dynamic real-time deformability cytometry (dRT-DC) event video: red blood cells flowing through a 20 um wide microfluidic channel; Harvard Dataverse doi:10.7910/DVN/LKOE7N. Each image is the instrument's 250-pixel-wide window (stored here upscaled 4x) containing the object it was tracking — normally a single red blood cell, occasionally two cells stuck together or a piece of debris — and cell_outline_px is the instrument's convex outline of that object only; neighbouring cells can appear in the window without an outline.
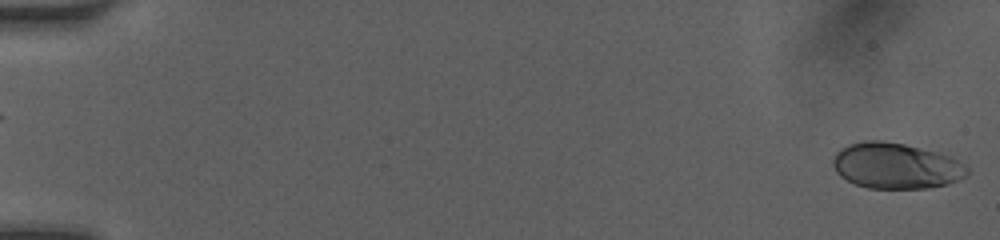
{"species": "human", "species_latin": "Homo sapiens", "temperature_condition": "room temperature", "stored_images_in_passage": 50, "camera_frame_rate_fps": 3000, "um_per_image_px": 0.085, "donor": {"sex": "female"}, "frame": {"image": 1, "passage_image": 1, "time_ms": 0.0, "image_size_px": [1000, 240], "cell_outline_px": [[968, 172], [964, 176], [948, 184], [928, 188], [868, 188], [856, 184], [840, 176], [836, 172], [832, 164], [832, 160], [836, 152], [840, 148], [848, 144], [864, 140], [884, 140], [904, 144], [940, 152], [968, 164]], "centroid_in_image_um": [76.15, 14.08], "position_along_channel_um": 8.8, "area_um2": 36.13}}
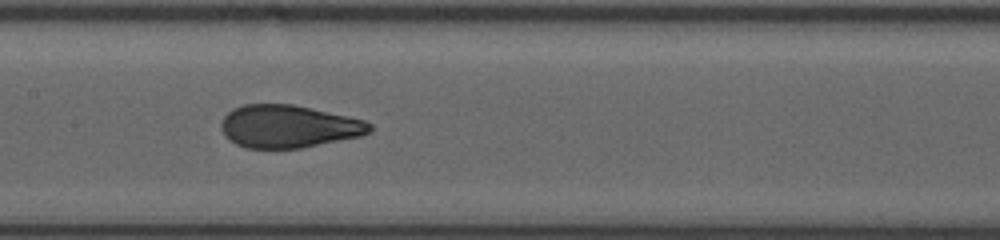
{"frame": {"image": 2, "passage_image": 26, "time_ms": 8.333, "image_size_px": [1000, 240], "cell_outline_px": [[372, 128], [368, 132], [360, 136], [300, 148], [248, 148], [236, 144], [220, 128], [220, 124], [224, 116], [232, 108], [244, 104], [292, 104], [348, 116], [364, 120], [372, 124]], "centroid_in_image_um": [24.51, 10.73], "position_along_channel_um": 182.9, "area_um2": 36.65}}
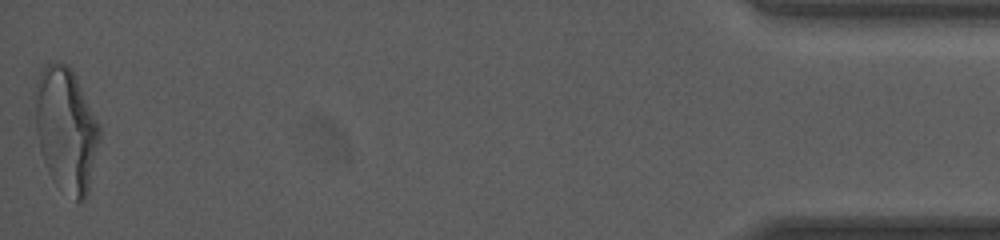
{"frame": {"image": 3, "passage_image": 50, "time_ms": 16.333, "image_size_px": [1000, 240], "cell_outline_px": [[100, 140], [88, 192], [84, 200], [80, 204], [56, 184], [52, 180], [48, 172], [40, 152], [36, 132], [36, 84], [40, 72], [52, 60], [68, 64], [76, 76], [100, 124]], "centroid_in_image_um": [5.63, 11.02], "position_along_channel_um": 429.6, "area_um2": 46.82}, "authors_computed_cell_mechanics": {"area_um2": 37.1365, "velocity_mm_per_s": 4.1547, "shape_relaxation_time_tau1_ms": 5.3447, "shape_relaxation_time_tau2_ms": null, "deformation_change_tau1": 0.1903, "deformation_change_tau2": null}}